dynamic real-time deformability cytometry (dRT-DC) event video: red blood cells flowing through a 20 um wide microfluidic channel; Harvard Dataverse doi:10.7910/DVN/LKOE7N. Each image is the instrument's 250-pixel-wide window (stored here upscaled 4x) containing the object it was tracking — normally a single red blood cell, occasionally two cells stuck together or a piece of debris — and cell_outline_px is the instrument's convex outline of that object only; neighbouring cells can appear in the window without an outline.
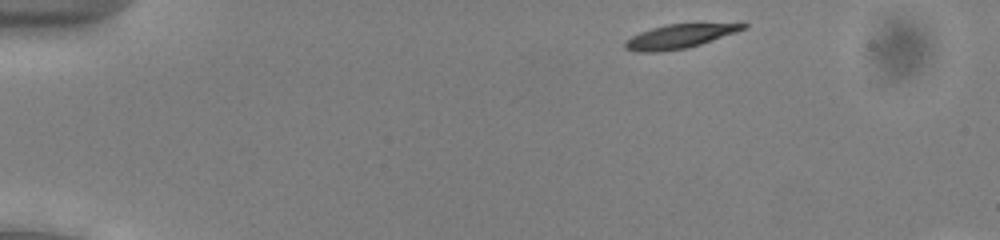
{"species": "common noctule bat (a hibernating species)", "species_latin": "Nyctalus noctula", "temperature_condition": "cold", "stored_images_in_passage": 35, "camera_frame_rate_fps": 3000, "um_per_image_px": 0.085, "animal": {"sex": "male", "body_mass_g": 13.0, "forearm_length_mm": 53.1}, "frame": {"image": 1, "passage_image": 1, "time_ms": 0.0, "image_size_px": [1000, 240], "cell_outline_px": [[748, 28], [688, 48], [660, 52], [636, 52], [624, 48], [624, 40], [640, 32], [664, 24], [744, 20], [748, 24]], "centroid_in_image_um": [57.91, 3.02], "position_along_channel_um": 27.1, "area_um2": 17.57}}
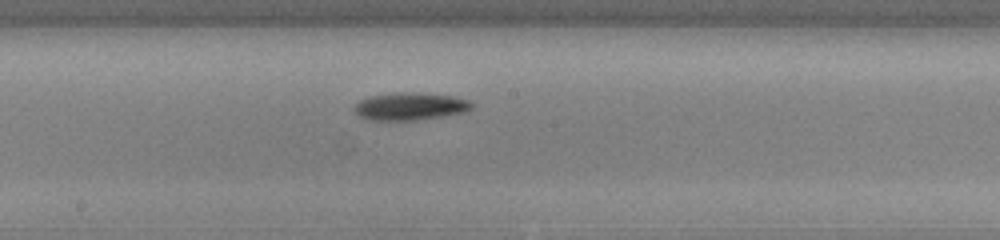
{"frame": {"image": 2, "passage_image": 22, "time_ms": 7.0, "image_size_px": [1000, 240], "cell_outline_px": [[472, 108], [468, 112], [416, 120], [368, 120], [352, 112], [352, 108], [360, 100], [372, 96], [396, 92], [412, 92], [452, 96], [468, 100], [472, 104]], "centroid_in_image_um": [34.83, 9.05], "position_along_channel_um": 213.4, "area_um2": 18.9}}
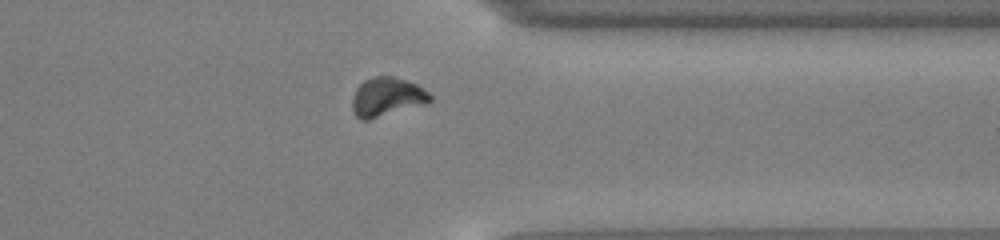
{"frame": {"image": 3, "passage_image": 35, "time_ms": 11.333, "image_size_px": [1000, 240], "cell_outline_px": [[432, 100], [428, 104], [368, 120], [360, 120], [356, 116], [352, 108], [352, 96], [356, 88], [364, 80], [376, 76], [392, 76], [416, 84], [428, 92], [432, 96]], "centroid_in_image_um": [32.89, 8.26], "position_along_channel_um": 378.5, "area_um2": 17.8}, "authors_computed_cell_mechanics": {"area_um2": 17.5712, "velocity_mm_per_s": 3.8755, "shape_relaxation_time_tau1_ms": 3.6499, "shape_relaxation_time_tau2_ms": null, "deformation_change_tau1": 0.1021, "deformation_change_tau2": null}}